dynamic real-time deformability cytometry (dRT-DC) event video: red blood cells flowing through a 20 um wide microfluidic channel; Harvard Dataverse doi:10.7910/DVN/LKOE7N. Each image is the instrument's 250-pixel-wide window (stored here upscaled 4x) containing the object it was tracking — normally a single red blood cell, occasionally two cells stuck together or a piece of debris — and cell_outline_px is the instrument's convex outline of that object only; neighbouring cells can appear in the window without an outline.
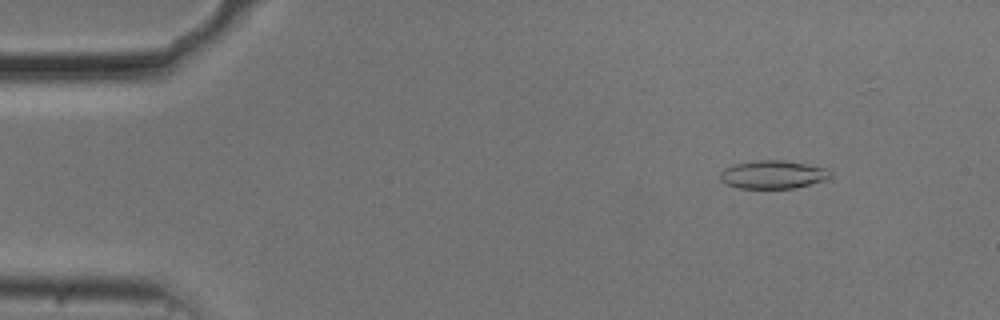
{"species": "common noctule bat (a hibernating species)", "species_latin": "Nyctalus noctula", "temperature_condition": "cold", "stored_images_in_passage": 20, "camera_frame_rate_fps": 3000, "um_per_image_px": 0.085, "animal": {"sex": "male", "body_mass_g": 20.5, "forearm_length_mm": 52.5}, "frame": {"image": 1, "passage_image": 6, "time_ms": 1.667, "image_size_px": [1000, 320], "cell_outline_px": [[832, 176], [828, 180], [796, 188], [740, 188], [724, 184], [720, 180], [720, 172], [724, 168], [736, 164], [756, 160], [784, 160], [832, 168]], "centroid_in_image_um": [65.78, 14.83], "position_along_channel_um": 19.2, "area_um2": 18.55}}
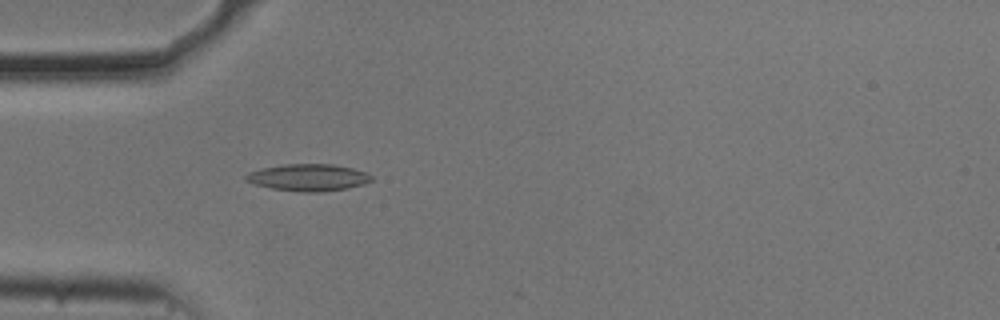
{"frame": {"image": 2, "passage_image": 16, "time_ms": 5.0, "image_size_px": [1000, 320], "cell_outline_px": [[372, 180], [364, 184], [348, 188], [324, 192], [300, 192], [272, 188], [256, 184], [244, 180], [244, 176], [248, 172], [260, 168], [284, 164], [332, 164], [352, 168], [364, 172], [372, 176]], "centroid_in_image_um": [26.18, 15.09], "position_along_channel_um": 58.8, "area_um2": 19.77}}
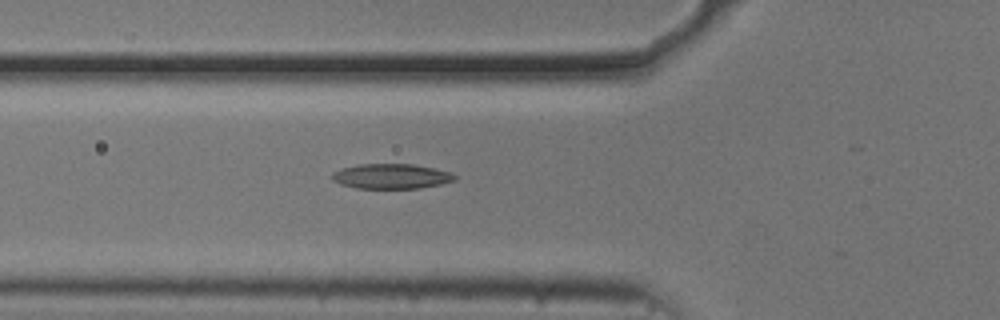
{"frame": {"image": 3, "passage_image": 19, "time_ms": 6.0, "image_size_px": [1000, 320], "cell_outline_px": [[456, 180], [440, 184], [420, 188], [356, 188], [340, 184], [332, 180], [332, 172], [340, 168], [360, 164], [412, 164], [432, 168], [448, 172], [456, 176]], "centroid_in_image_um": [33.21, 14.98], "position_along_channel_um": 92.6, "area_um2": 17.74}}